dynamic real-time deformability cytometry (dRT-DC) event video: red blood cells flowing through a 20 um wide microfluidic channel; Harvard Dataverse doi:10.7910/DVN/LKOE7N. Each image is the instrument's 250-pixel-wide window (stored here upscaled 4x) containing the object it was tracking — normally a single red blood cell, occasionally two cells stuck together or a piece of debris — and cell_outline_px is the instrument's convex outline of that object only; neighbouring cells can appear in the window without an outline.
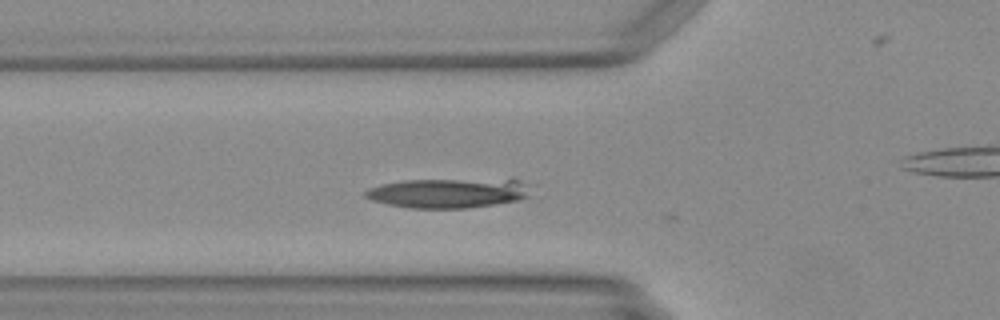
{"species": "Egyptian fruit bat (a non-hibernating species)", "species_latin": "Rousettus aegyptiacus", "temperature_condition": "warm", "stored_images_in_passage": 5, "camera_frame_rate_fps": 3000, "um_per_image_px": 0.085, "animal": {"sex": "female"}, "frame": {"image": 1, "passage_image": 4, "time_ms": 1.0, "image_size_px": [1000, 320], "cell_outline_px": [[528, 196], [520, 200], [468, 208], [412, 208], [388, 204], [372, 200], [364, 196], [364, 192], [368, 188], [380, 184], [404, 180], [512, 176], [520, 180]], "centroid_in_image_um": [38.13, 16.35], "position_along_channel_um": 87.7, "area_um2": 29.54}}